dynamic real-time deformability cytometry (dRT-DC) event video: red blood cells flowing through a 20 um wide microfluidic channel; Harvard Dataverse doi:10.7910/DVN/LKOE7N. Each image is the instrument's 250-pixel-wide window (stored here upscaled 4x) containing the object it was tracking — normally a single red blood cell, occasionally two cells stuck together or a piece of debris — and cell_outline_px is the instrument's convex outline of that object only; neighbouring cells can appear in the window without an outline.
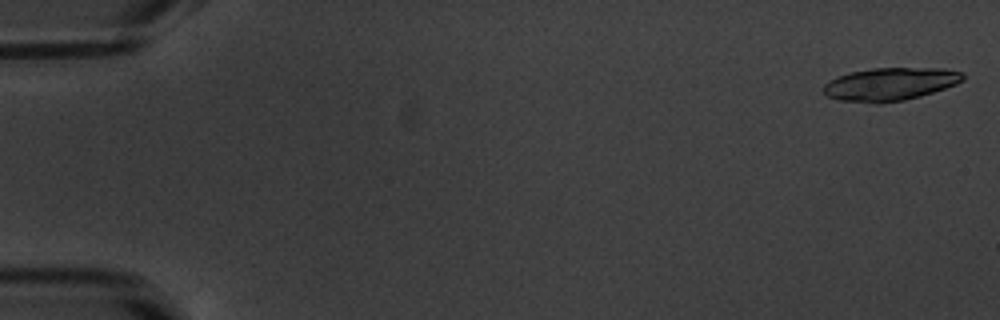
{"species": "common noctule bat (a hibernating species)", "species_latin": "Nyctalus noctula", "temperature_condition": "warm", "stored_images_in_passage": 19, "camera_frame_rate_fps": 3000, "um_per_image_px": 0.085, "animal": {"sex": "male", "body_mass_g": 20.1, "forearm_length_mm": 53.5}, "frame": {"image": 1, "passage_image": 1, "time_ms": 0.0, "image_size_px": [1000, 320], "cell_outline_px": [[964, 80], [956, 84], [920, 96], [904, 100], [880, 104], [876, 104], [840, 100], [828, 96], [824, 92], [824, 84], [840, 76], [852, 72], [872, 68], [940, 68], [964, 72]], "centroid_in_image_um": [75.69, 7.15], "position_along_channel_um": 9.3, "area_um2": 26.59}}
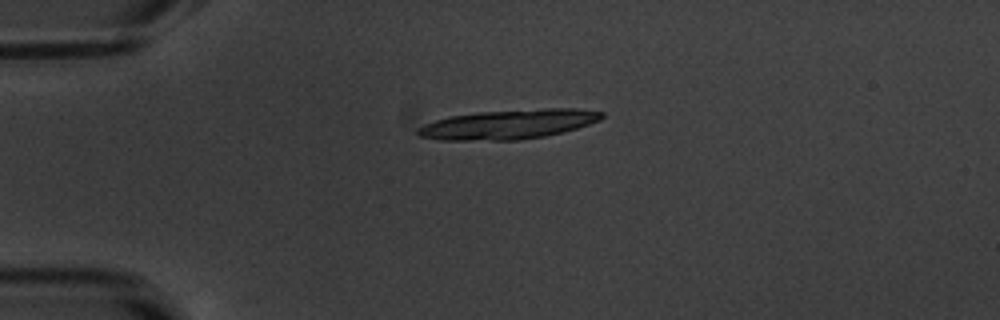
{"frame": {"image": 2, "passage_image": 13, "time_ms": 4.0, "image_size_px": [1000, 320], "cell_outline_px": [[604, 116], [600, 120], [576, 128], [544, 136], [520, 140], [440, 140], [420, 136], [416, 132], [416, 128], [424, 124], [448, 116], [476, 112], [548, 108], [576, 108], [604, 112]], "centroid_in_image_um": [43.2, 10.56], "position_along_channel_um": 41.8, "area_um2": 31.62}}